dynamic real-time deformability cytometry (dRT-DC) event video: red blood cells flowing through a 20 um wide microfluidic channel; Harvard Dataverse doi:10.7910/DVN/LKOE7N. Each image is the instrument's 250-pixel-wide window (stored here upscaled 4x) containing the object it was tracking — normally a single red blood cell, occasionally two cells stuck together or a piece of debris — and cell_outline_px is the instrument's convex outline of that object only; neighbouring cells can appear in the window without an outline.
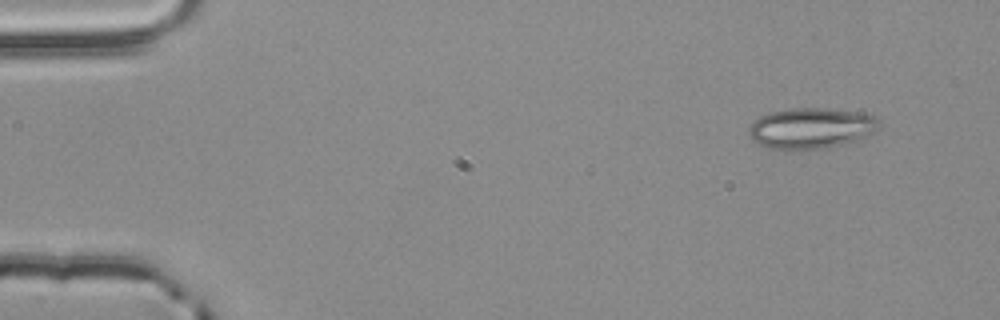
{"species": "common noctule bat (a hibernating species)", "species_latin": "Nyctalus noctula", "temperature_condition": "room temperature", "stored_images_in_passage": 3, "camera_frame_rate_fps": 3000, "um_per_image_px": 0.085, "animal": {"sex": "male", "body_mass_g": 20.4}, "frame": {"image": 1, "passage_image": 1, "time_ms": 0.0, "image_size_px": [1000, 320], "cell_outline_px": [[880, 128], [876, 132], [856, 140], [824, 148], [764, 148], [752, 140], [748, 132], [748, 128], [760, 116], [772, 112], [792, 108], [824, 108], [860, 112], [876, 116], [880, 124]], "centroid_in_image_um": [68.97, 10.88], "position_along_channel_um": 16.0, "area_um2": 30.69}}